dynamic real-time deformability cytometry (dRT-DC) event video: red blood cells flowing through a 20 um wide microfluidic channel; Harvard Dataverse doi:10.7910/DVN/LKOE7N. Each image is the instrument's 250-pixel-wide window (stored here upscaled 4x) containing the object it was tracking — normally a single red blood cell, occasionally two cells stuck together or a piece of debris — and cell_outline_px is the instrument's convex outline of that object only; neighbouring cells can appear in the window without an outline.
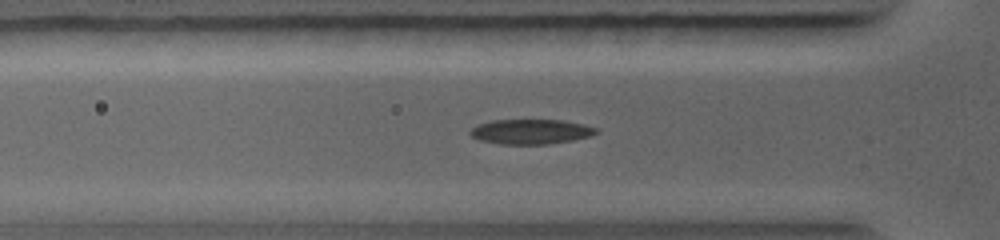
{"species": "common noctule bat (a hibernating species)", "species_latin": "Nyctalus noctula", "temperature_condition": "warm", "stored_images_in_passage": 37, "camera_frame_rate_fps": 5000, "um_per_image_px": 0.085, "animal": {"sex": "female", "body_mass_g": 19.0, "forearm_length_mm": 56.7}, "frame": {"image": 1, "passage_image": 7, "time_ms": 2.4, "image_size_px": [1000, 240], "cell_outline_px": [[600, 132], [592, 136], [572, 140], [548, 144], [500, 144], [480, 140], [472, 136], [468, 132], [472, 128], [480, 124], [492, 120], [560, 120], [584, 124], [596, 128]], "centroid_in_image_um": [45.15, 11.19], "position_along_channel_um": 80.7, "area_um2": 18.21}}
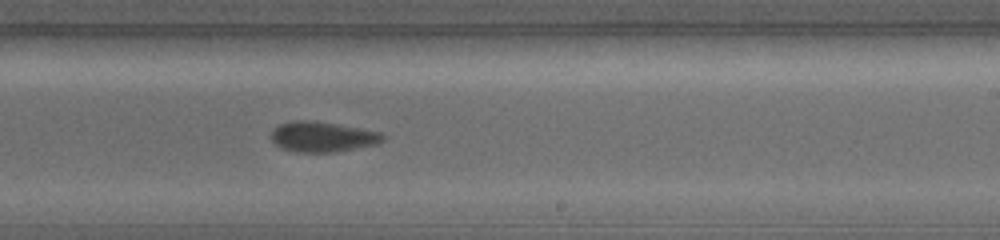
{"frame": {"image": 2, "passage_image": 18, "time_ms": 6.0, "image_size_px": [1000, 240], "cell_outline_px": [[384, 140], [376, 144], [336, 152], [300, 152], [280, 148], [272, 140], [272, 132], [280, 124], [296, 120], [304, 120], [332, 124], [380, 132], [384, 136]], "centroid_in_image_um": [27.4, 11.65], "position_along_channel_um": 261.6, "area_um2": 19.13}}
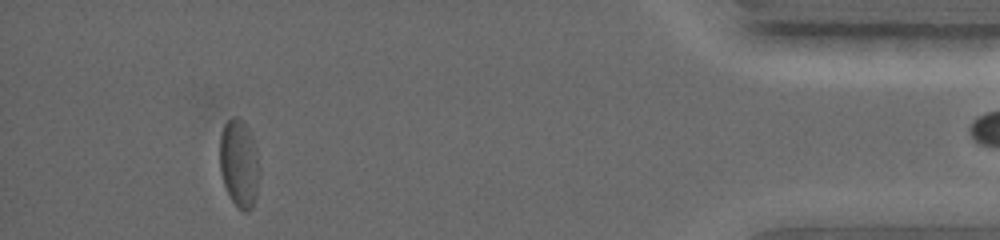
{"frame": {"image": 3, "passage_image": 32, "time_ms": 10.4, "image_size_px": [1000, 240], "cell_outline_px": [[260, 176], [256, 196], [252, 208], [248, 212], [244, 212], [228, 196], [220, 172], [220, 136], [224, 124], [232, 116], [236, 116], [248, 128], [256, 152], [260, 168]], "centroid_in_image_um": [20.33, 13.93], "position_along_channel_um": 414.9, "area_um2": 20.29}}